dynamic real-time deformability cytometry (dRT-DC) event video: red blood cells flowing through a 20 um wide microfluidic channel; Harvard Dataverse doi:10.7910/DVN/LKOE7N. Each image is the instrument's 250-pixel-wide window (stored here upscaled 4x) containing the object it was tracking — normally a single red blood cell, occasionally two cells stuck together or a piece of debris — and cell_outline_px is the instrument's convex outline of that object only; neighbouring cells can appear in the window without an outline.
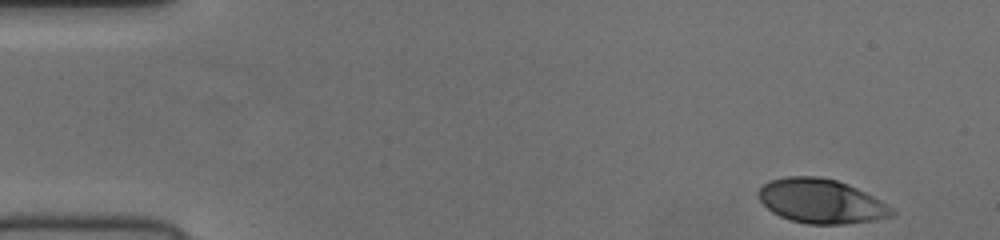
{"species": "human", "species_latin": "Homo sapiens", "temperature_condition": "cold", "stored_images_in_passage": 49, "camera_frame_rate_fps": 3000, "um_per_image_px": 0.085, "donor": {"sex": "female"}, "frame": {"image": 1, "passage_image": 1, "time_ms": 0.0, "image_size_px": [1000, 240], "cell_outline_px": [[896, 212], [892, 216], [876, 220], [844, 224], [808, 224], [788, 220], [772, 212], [760, 200], [760, 188], [764, 184], [772, 180], [788, 176], [820, 176], [836, 180], [848, 184], [880, 200], [892, 208]], "centroid_in_image_um": [69.81, 17.11], "position_along_channel_um": 15.2, "area_um2": 34.22}}
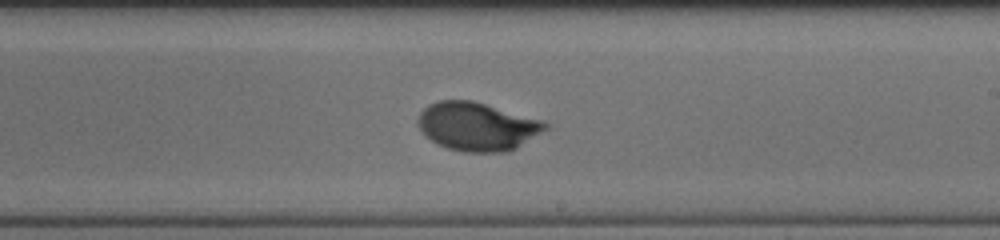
{"frame": {"image": 2, "passage_image": 28, "time_ms": 9.0, "image_size_px": [1000, 240], "cell_outline_px": [[552, 124], [548, 128], [516, 148], [508, 152], [464, 152], [448, 148], [432, 140], [420, 128], [416, 120], [420, 112], [428, 104], [440, 100], [472, 100], [544, 120]], "centroid_in_image_um": [40.6, 10.73], "position_along_channel_um": 248.4, "area_um2": 35.89}}
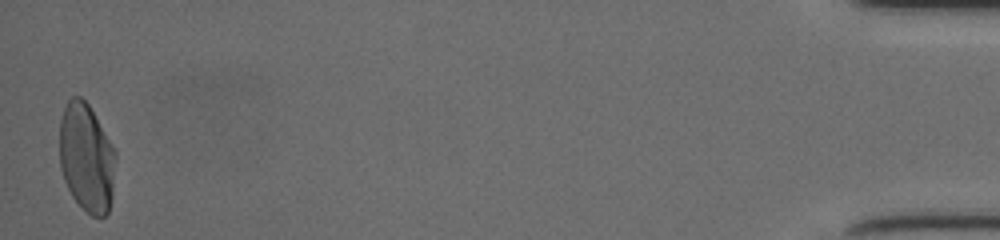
{"frame": {"image": 3, "passage_image": 49, "time_ms": 16.0, "image_size_px": [1000, 240], "cell_outline_px": [[116, 156], [112, 196], [108, 212], [104, 216], [92, 216], [72, 196], [64, 180], [60, 168], [60, 120], [64, 108], [68, 100], [72, 96], [80, 96], [88, 104], [112, 144], [116, 152]], "centroid_in_image_um": [7.35, 13.39], "position_along_channel_um": 427.8, "area_um2": 35.32}}